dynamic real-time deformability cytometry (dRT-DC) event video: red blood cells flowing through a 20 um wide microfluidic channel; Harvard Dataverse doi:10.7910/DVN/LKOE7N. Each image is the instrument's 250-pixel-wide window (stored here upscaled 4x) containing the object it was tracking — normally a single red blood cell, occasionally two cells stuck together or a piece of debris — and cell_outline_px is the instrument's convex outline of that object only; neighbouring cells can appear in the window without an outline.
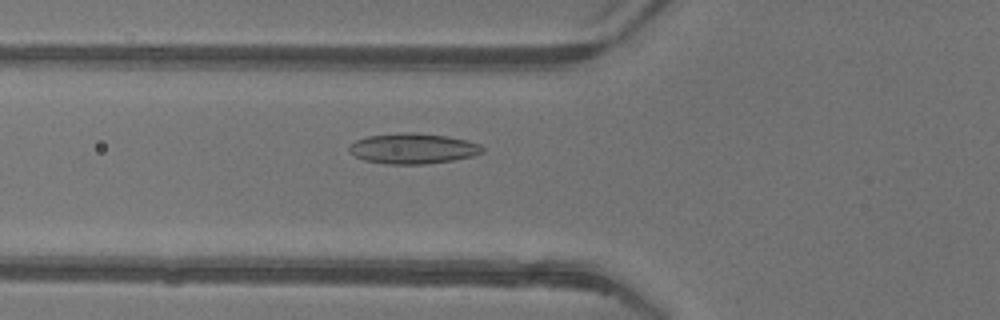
{"species": "common noctule bat (a hibernating species)", "species_latin": "Nyctalus noctula", "temperature_condition": "warm", "stored_images_in_passage": 10, "camera_frame_rate_fps": 3000, "um_per_image_px": 0.085, "animal": {"sex": "female"}, "frame": {"image": 1, "passage_image": 4, "time_ms": 1.0, "image_size_px": [1000, 320], "cell_outline_px": [[484, 152], [472, 156], [452, 160], [424, 164], [388, 164], [364, 160], [348, 152], [348, 148], [356, 140], [368, 136], [404, 132], [416, 132], [448, 136], [468, 140], [480, 144], [484, 148]], "centroid_in_image_um": [35.12, 12.61], "position_along_channel_um": 90.7, "area_um2": 23.7}}
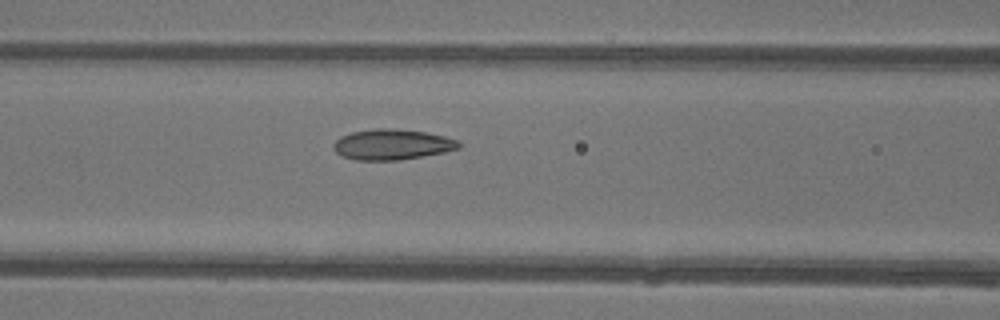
{"frame": {"image": 2, "passage_image": 7, "time_ms": 2.0, "image_size_px": [1000, 320], "cell_outline_px": [[460, 148], [444, 152], [400, 160], [356, 160], [344, 156], [336, 152], [332, 148], [332, 144], [340, 136], [352, 132], [376, 128], [396, 128], [428, 132], [460, 140]], "centroid_in_image_um": [33.34, 12.27], "position_along_channel_um": 133.3, "area_um2": 22.48}}
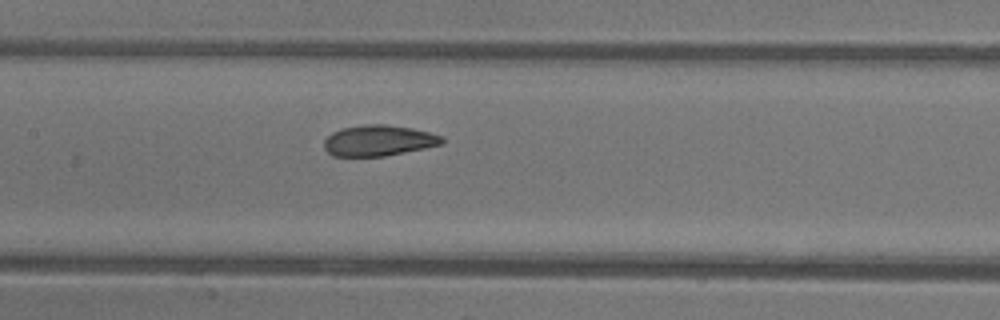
{"frame": {"image": 3, "passage_image": 10, "time_ms": 3.0, "image_size_px": [1000, 320], "cell_outline_px": [[444, 144], [384, 156], [332, 156], [324, 148], [324, 140], [332, 132], [344, 128], [364, 124], [388, 124], [412, 128], [444, 136]], "centroid_in_image_um": [32.2, 11.94], "position_along_channel_um": 175.2, "area_um2": 21.21}}